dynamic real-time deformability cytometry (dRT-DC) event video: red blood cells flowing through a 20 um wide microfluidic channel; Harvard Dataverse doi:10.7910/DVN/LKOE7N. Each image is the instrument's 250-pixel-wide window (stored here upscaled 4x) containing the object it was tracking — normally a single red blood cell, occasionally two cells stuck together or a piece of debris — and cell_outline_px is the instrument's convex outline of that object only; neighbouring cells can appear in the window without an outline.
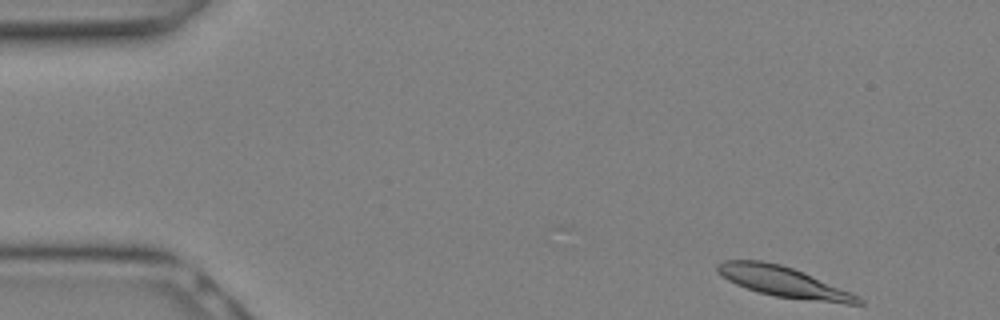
{"species": "Egyptian fruit bat (a non-hibernating species)", "species_latin": "Rousettus aegyptiacus", "temperature_condition": "warm", "stored_images_in_passage": 12, "camera_frame_rate_fps": 3000, "um_per_image_px": 0.085, "animal": {"sex": "female"}, "frame": {"image": 1, "passage_image": 1, "time_ms": 0.0, "image_size_px": [1000, 320], "cell_outline_px": [[864, 304], [848, 304], [776, 296], [760, 292], [736, 284], [728, 280], [716, 272], [716, 264], [724, 260], [764, 260], [780, 264], [804, 272], [852, 292], [864, 300]], "centroid_in_image_um": [66.6, 23.94], "position_along_channel_um": 18.4, "area_um2": 24.85}}
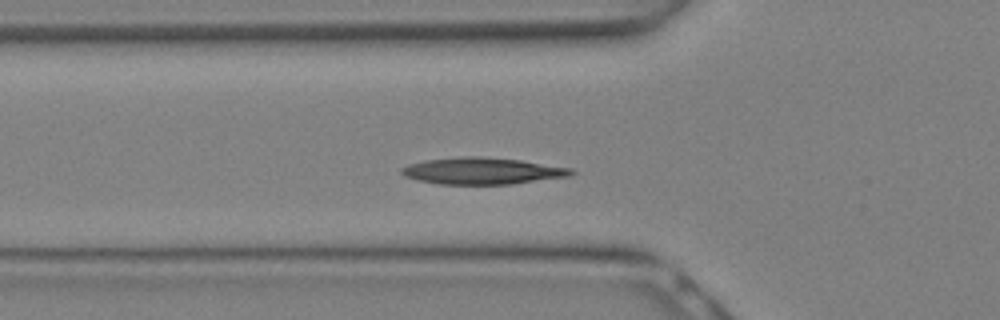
{"frame": {"image": 2, "passage_image": 8, "time_ms": 2.333, "image_size_px": [1000, 320], "cell_outline_px": [[576, 172], [572, 176], [512, 184], [440, 184], [416, 180], [404, 176], [400, 172], [400, 168], [408, 164], [424, 160], [460, 156], [480, 156], [520, 160], [572, 168]], "centroid_in_image_um": [40.99, 14.53], "position_along_channel_um": 84.8, "area_um2": 26.65}}
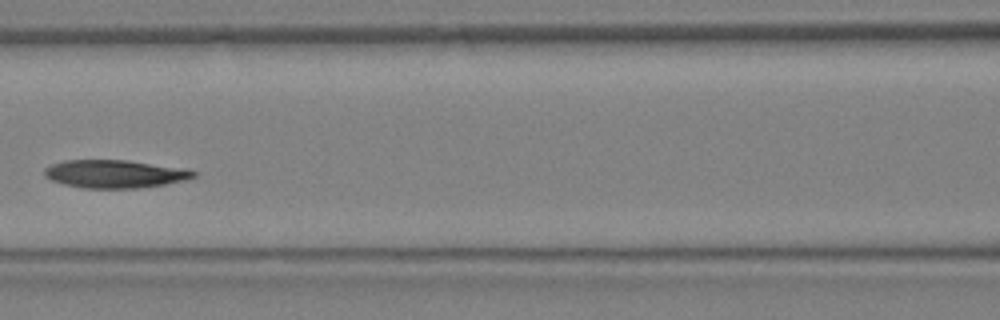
{"frame": {"image": 3, "passage_image": 11, "time_ms": 3.333, "image_size_px": [1000, 320], "cell_outline_px": [[196, 176], [184, 180], [164, 184], [140, 188], [84, 188], [64, 184], [52, 180], [44, 176], [44, 168], [52, 164], [64, 160], [128, 160], [188, 168], [196, 172]], "centroid_in_image_um": [9.78, 14.77], "position_along_channel_um": 156.8, "area_um2": 24.45}}